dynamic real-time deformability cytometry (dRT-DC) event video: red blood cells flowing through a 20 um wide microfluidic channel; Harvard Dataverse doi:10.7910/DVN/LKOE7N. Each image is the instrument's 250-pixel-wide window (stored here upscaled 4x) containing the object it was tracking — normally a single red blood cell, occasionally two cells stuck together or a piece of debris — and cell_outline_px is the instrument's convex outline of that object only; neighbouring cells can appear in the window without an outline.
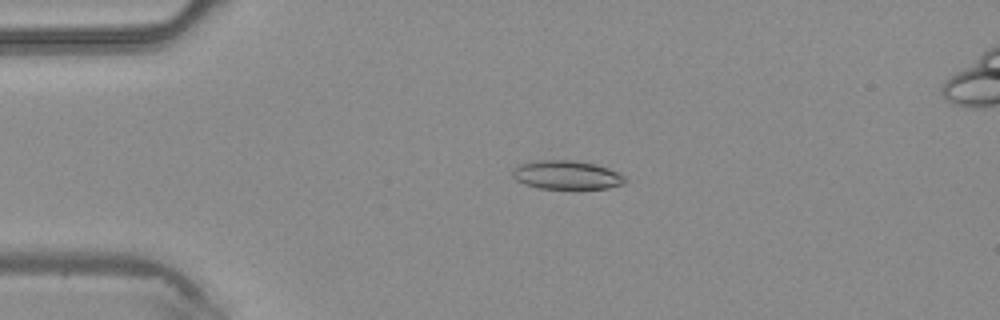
{"species": "common noctule bat (a hibernating species)", "species_latin": "Nyctalus noctula", "temperature_condition": "warm", "stored_images_in_passage": 3, "camera_frame_rate_fps": 3000, "um_per_image_px": 0.085, "animal": {"sex": "male", "body_mass_g": 20.4}, "frame": {"image": 1, "passage_image": 2, "time_ms": 0.333, "image_size_px": [1000, 320], "cell_outline_px": [[628, 180], [624, 184], [608, 188], [540, 188], [524, 184], [516, 180], [512, 176], [512, 168], [528, 160], [572, 160], [596, 164], [608, 168], [624, 176]], "centroid_in_image_um": [48.13, 14.86], "position_along_channel_um": 36.9, "area_um2": 18.96}}